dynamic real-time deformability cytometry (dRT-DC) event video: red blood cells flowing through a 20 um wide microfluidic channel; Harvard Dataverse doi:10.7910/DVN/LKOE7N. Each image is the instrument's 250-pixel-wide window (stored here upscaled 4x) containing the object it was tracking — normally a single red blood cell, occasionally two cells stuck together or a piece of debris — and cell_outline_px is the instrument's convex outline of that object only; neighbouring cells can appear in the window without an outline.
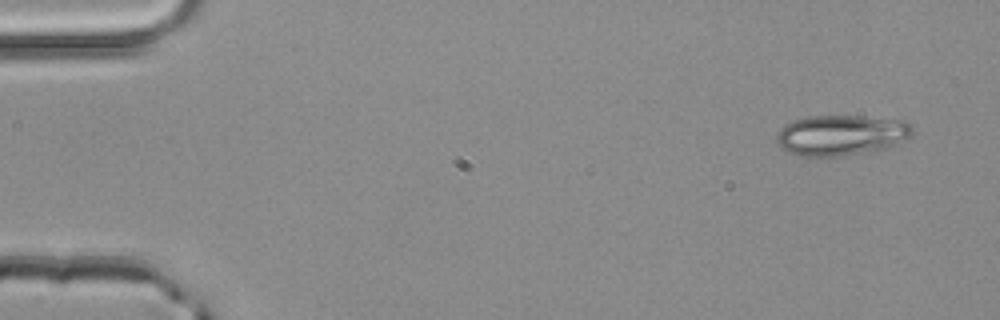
{"species": "common noctule bat (a hibernating species)", "species_latin": "Nyctalus noctula", "temperature_condition": "room temperature", "stored_images_in_passage": 3, "camera_frame_rate_fps": 3000, "um_per_image_px": 0.085, "animal": {"sex": "male", "body_mass_g": 20.4}, "frame": {"image": 1, "passage_image": 1, "time_ms": 0.0, "image_size_px": [1000, 320], "cell_outline_px": [[912, 132], [908, 136], [896, 144], [888, 148], [872, 152], [840, 156], [800, 156], [784, 148], [776, 140], [776, 132], [792, 120], [808, 116], [860, 116], [904, 120], [912, 124]], "centroid_in_image_um": [71.52, 11.48], "position_along_channel_um": 13.5, "area_um2": 32.02}}